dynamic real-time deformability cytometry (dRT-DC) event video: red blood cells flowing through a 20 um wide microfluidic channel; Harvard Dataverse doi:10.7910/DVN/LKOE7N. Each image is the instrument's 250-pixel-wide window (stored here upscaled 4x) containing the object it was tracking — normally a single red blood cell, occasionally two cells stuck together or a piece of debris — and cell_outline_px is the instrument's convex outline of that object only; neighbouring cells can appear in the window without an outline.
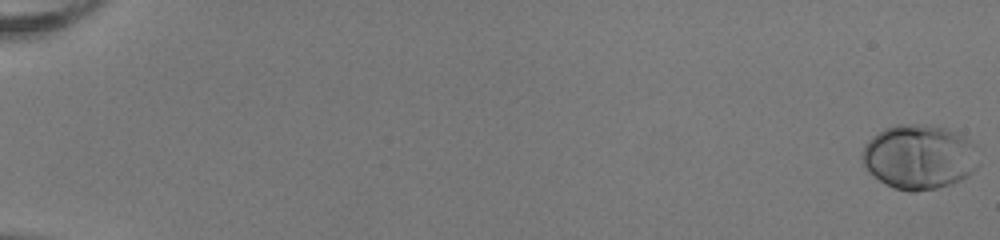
{"species": "human", "species_latin": "Homo sapiens", "temperature_condition": "room temperature", "stored_images_in_passage": 54, "camera_frame_rate_fps": 3000, "um_per_image_px": 0.085, "donor": {"sex": "female"}, "frame": {"image": 1, "passage_image": 1, "time_ms": 0.0, "image_size_px": [1000, 240], "cell_outline_px": [[980, 164], [968, 176], [952, 184], [936, 188], [916, 192], [908, 192], [892, 188], [868, 172], [860, 160], [860, 152], [864, 144], [872, 136], [884, 128], [896, 124], [924, 124], [948, 128], [968, 140], [980, 148]], "centroid_in_image_um": [78.13, 13.34], "position_along_channel_um": 6.9, "area_um2": 44.85}}
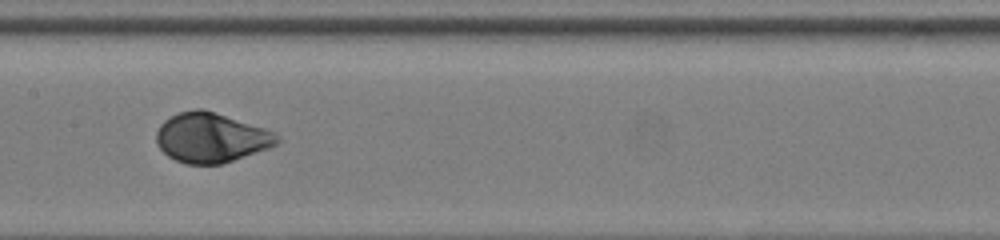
{"frame": {"image": 2, "passage_image": 30, "time_ms": 9.667, "image_size_px": [1000, 240], "cell_outline_px": [[280, 140], [276, 144], [268, 148], [220, 164], [188, 164], [176, 160], [168, 156], [156, 144], [156, 132], [160, 124], [164, 120], [180, 112], [192, 108], [200, 108], [216, 112], [264, 128], [280, 136]], "centroid_in_image_um": [17.91, 11.69], "position_along_channel_um": 189.5, "area_um2": 34.74}}
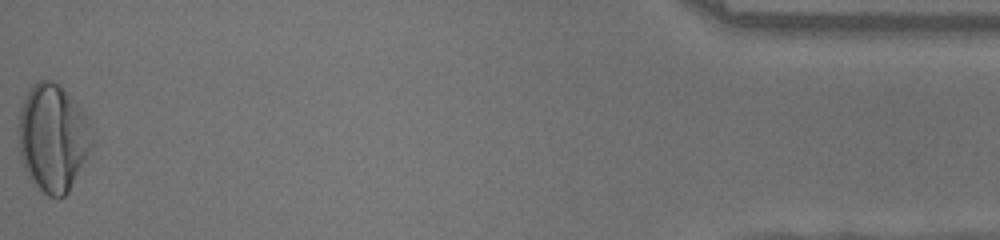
{"frame": {"image": 3, "passage_image": 54, "time_ms": 17.667, "image_size_px": [1000, 240], "cell_outline_px": [[92, 148], [88, 156], [68, 192], [64, 196], [48, 196], [32, 184], [20, 160], [16, 128], [16, 124], [20, 108], [32, 84], [36, 80], [52, 80], [84, 112], [92, 132]], "centroid_in_image_um": [4.44, 11.74], "position_along_channel_um": 430.8, "area_um2": 46.3}, "authors_computed_cell_mechanics": {"area_um2": 36.0094, "velocity_mm_per_s": 4.014, "shape_relaxation_time_tau1_ms": 3.1372, "shape_relaxation_time_tau2_ms": null, "deformation_change_tau1": 0.1717, "deformation_change_tau2": null}}